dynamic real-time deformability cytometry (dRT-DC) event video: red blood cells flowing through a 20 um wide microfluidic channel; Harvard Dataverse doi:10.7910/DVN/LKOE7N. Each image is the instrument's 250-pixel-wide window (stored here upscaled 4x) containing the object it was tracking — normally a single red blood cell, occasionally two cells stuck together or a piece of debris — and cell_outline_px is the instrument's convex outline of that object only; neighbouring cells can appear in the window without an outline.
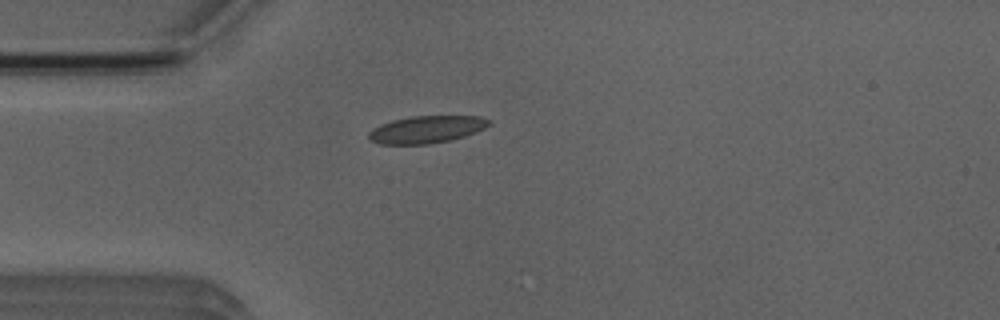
{"species": "Egyptian fruit bat (a non-hibernating species)", "species_latin": "Rousettus aegyptiacus", "temperature_condition": "room temperature", "stored_images_in_passage": 2, "camera_frame_rate_fps": 3000, "um_per_image_px": 0.085, "animal": {"sex": "male"}, "frame": {"image": 1, "passage_image": 1, "time_ms": 0.0, "image_size_px": [1000, 320], "cell_outline_px": [[492, 124], [476, 132], [452, 140], [428, 144], [380, 144], [368, 140], [368, 132], [372, 128], [380, 124], [392, 120], [412, 116], [480, 116], [492, 120]], "centroid_in_image_um": [36.25, 11.0], "position_along_channel_um": 48.7, "area_um2": 19.36}}